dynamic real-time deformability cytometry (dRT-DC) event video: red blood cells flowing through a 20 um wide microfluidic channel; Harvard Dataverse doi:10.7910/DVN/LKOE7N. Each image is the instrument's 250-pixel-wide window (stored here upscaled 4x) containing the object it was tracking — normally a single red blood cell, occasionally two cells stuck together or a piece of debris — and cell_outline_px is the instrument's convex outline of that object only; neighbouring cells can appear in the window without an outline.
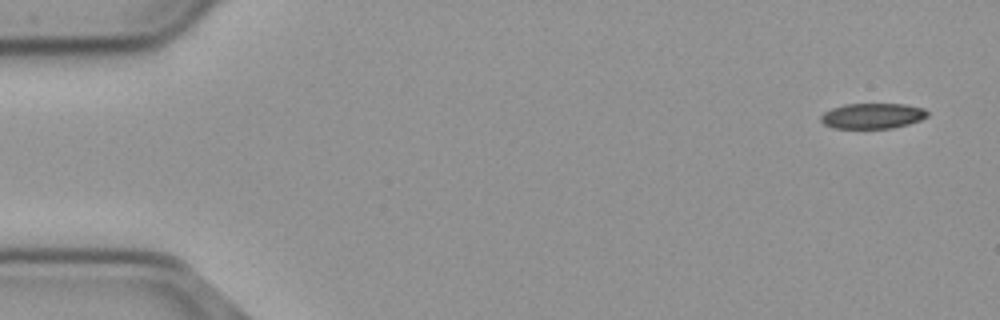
{"species": "common noctule bat (a hibernating species)", "species_latin": "Nyctalus noctula", "temperature_condition": "cold", "stored_images_in_passage": 54, "camera_frame_rate_fps": 3000, "um_per_image_px": 0.085, "animal": {"sex": "male", "body_mass_g": 23.1, "forearm_length_mm": 52.7}, "frame": {"image": 1, "passage_image": 1, "time_ms": 0.0, "image_size_px": [1000, 320], "cell_outline_px": [[928, 116], [920, 120], [908, 124], [892, 128], [832, 128], [824, 124], [820, 120], [820, 116], [824, 112], [832, 108], [844, 104], [904, 104], [924, 108], [928, 112]], "centroid_in_image_um": [74.15, 9.85], "position_along_channel_um": 10.9, "area_um2": 15.84}}
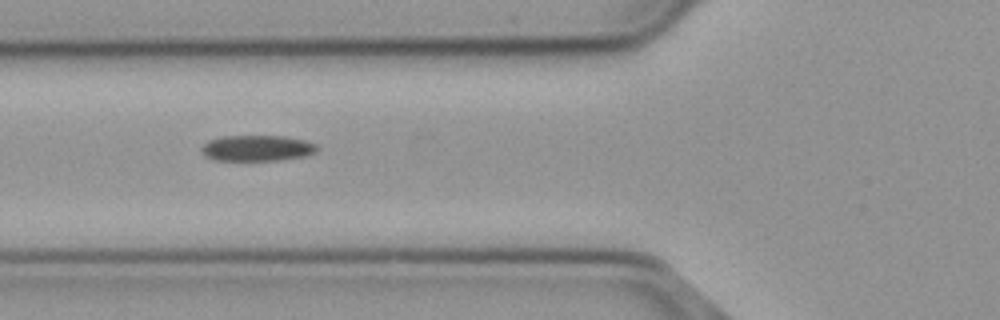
{"frame": {"image": 2, "passage_image": 19, "time_ms": 6.0, "image_size_px": [1000, 320], "cell_outline_px": [[316, 148], [312, 152], [304, 156], [280, 160], [212, 160], [204, 156], [200, 148], [208, 140], [220, 136], [284, 136], [304, 140], [316, 144]], "centroid_in_image_um": [21.77, 12.59], "position_along_channel_um": 104.0, "area_um2": 17.34}}
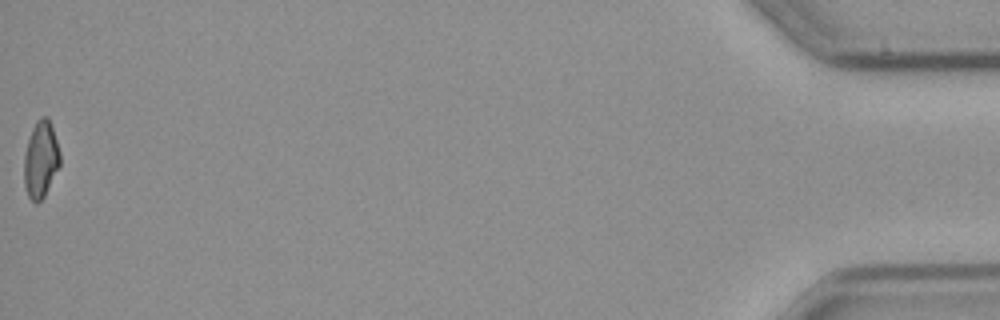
{"frame": {"image": 3, "passage_image": 54, "time_ms": 17.667, "image_size_px": [1000, 320], "cell_outline_px": [[60, 164], [44, 196], [36, 204], [28, 196], [24, 184], [24, 156], [28, 140], [32, 128], [36, 120], [40, 116], [48, 116], [60, 152]], "centroid_in_image_um": [3.45, 13.53], "position_along_channel_um": 431.7, "area_um2": 15.95}, "authors_computed_cell_mechanics": {"area_um2": 17.1377, "velocity_mm_per_s": 3.7091, "shape_relaxation_time_tau1_ms": 9.6848, "shape_relaxation_time_tau2_ms": null, "deformation_change_tau1": 0.1734, "deformation_change_tau2": null}}